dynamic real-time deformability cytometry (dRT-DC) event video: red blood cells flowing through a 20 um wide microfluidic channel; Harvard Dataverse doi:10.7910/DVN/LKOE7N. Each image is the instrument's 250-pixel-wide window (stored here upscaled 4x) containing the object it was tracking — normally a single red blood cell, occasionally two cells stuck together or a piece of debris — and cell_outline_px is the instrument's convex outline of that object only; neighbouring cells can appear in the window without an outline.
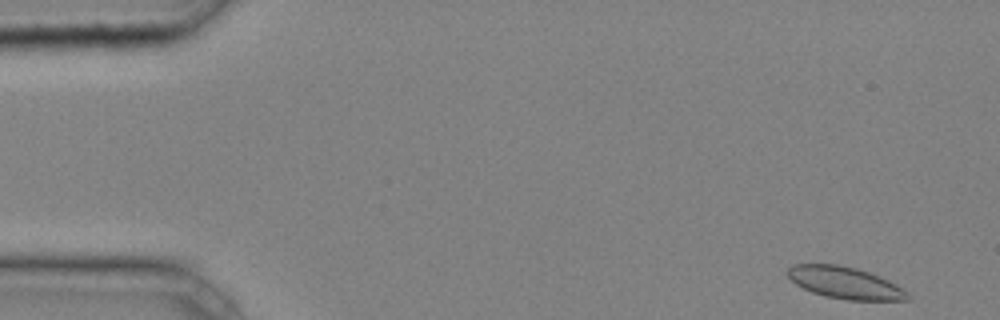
{"species": "common noctule bat (a hibernating species)", "species_latin": "Nyctalus noctula", "temperature_condition": "cold", "stored_images_in_passage": 43, "camera_frame_rate_fps": 3000, "um_per_image_px": 0.085, "animal": {"sex": "male", "body_mass_g": 20.4}, "frame": {"image": 1, "passage_image": 1, "time_ms": 0.0, "image_size_px": [1000, 320], "cell_outline_px": [[912, 300], [848, 300], [824, 296], [812, 292], [796, 284], [784, 272], [792, 264], [836, 264], [856, 268], [880, 276], [896, 284], [908, 292]], "centroid_in_image_um": [71.83, 24.03], "position_along_channel_um": 13.2, "area_um2": 22.37}}
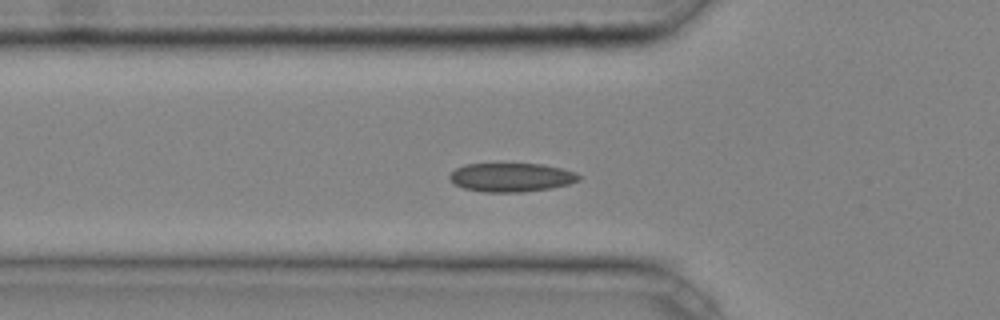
{"frame": {"image": 2, "passage_image": 14, "time_ms": 4.333, "image_size_px": [1000, 320], "cell_outline_px": [[580, 180], [568, 184], [552, 188], [520, 192], [480, 192], [464, 188], [456, 184], [448, 176], [456, 168], [464, 164], [544, 164], [576, 172], [580, 176]], "centroid_in_image_um": [43.47, 15.07], "position_along_channel_um": 82.3, "area_um2": 21.62}}
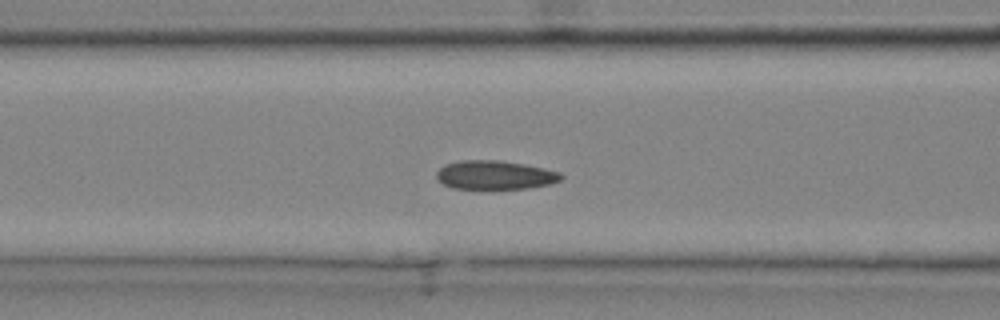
{"frame": {"image": 3, "passage_image": 17, "time_ms": 5.333, "image_size_px": [1000, 320], "cell_outline_px": [[564, 176], [560, 180], [548, 184], [528, 188], [452, 188], [436, 180], [436, 172], [444, 164], [460, 160], [500, 160], [524, 164], [544, 168], [560, 172]], "centroid_in_image_um": [42.04, 14.86], "position_along_channel_um": 124.6, "area_um2": 20.87}, "authors_computed_cell_mechanics": {"area_um2": 20.519, "velocity_mm_per_s": 4.2072, "shape_relaxation_time_tau1_ms": null, "shape_relaxation_time_tau2_ms": 2.7725, "deformation_change_tau1": null, "deformation_change_tau2": 0.0545}}